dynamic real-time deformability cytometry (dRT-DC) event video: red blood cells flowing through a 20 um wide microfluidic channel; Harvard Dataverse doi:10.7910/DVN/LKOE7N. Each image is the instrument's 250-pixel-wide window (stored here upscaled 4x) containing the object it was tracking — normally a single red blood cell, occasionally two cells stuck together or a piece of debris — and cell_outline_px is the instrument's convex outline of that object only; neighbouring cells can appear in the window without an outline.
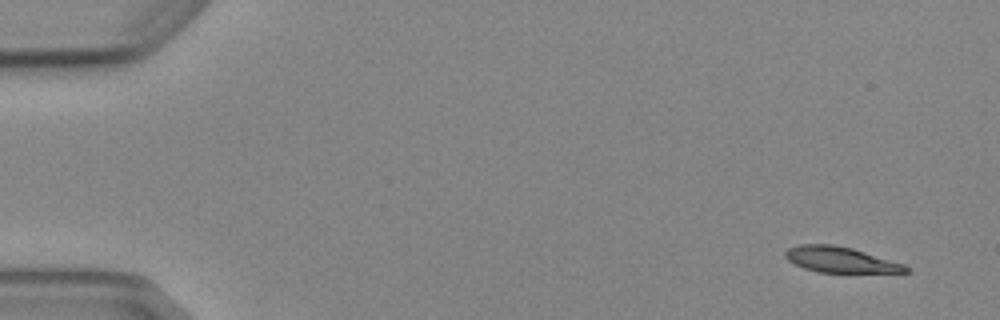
{"species": "Egyptian fruit bat (a non-hibernating species)", "species_latin": "Rousettus aegyptiacus", "temperature_condition": "cold", "stored_images_in_passage": 7, "camera_frame_rate_fps": 3000, "um_per_image_px": 0.085, "animal": {"sex": "female"}, "frame": {"image": 1, "passage_image": 1, "time_ms": 0.0, "image_size_px": [1000, 320], "cell_outline_px": [[908, 272], [820, 272], [804, 268], [788, 260], [784, 256], [784, 252], [788, 248], [800, 244], [832, 244], [852, 248], [904, 264], [908, 268]], "centroid_in_image_um": [71.39, 22.06], "position_along_channel_um": 13.6, "area_um2": 17.74}}
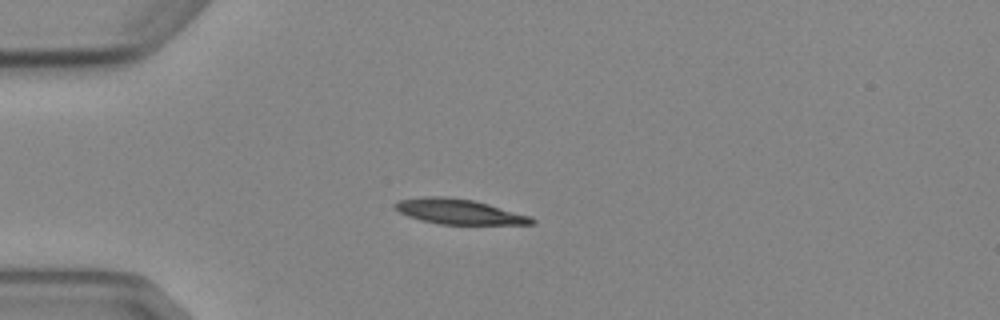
{"frame": {"image": 2, "passage_image": 4, "time_ms": 3.667, "image_size_px": [1000, 320], "cell_outline_px": [[536, 224], [440, 224], [420, 220], [408, 216], [392, 208], [392, 204], [400, 200], [424, 196], [444, 196], [472, 200], [488, 204], [532, 216], [536, 220]], "centroid_in_image_um": [39.0, 17.99], "position_along_channel_um": 46.0, "area_um2": 20.06}}
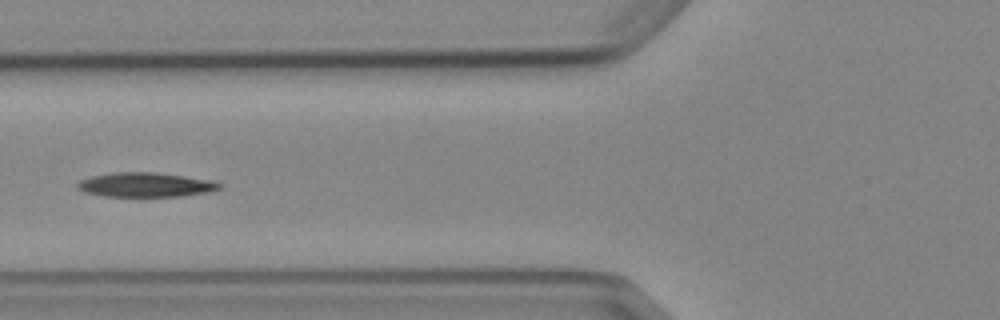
{"frame": {"image": 3, "passage_image": 6, "time_ms": 6.0, "image_size_px": [1000, 320], "cell_outline_px": [[220, 188], [208, 192], [180, 196], [104, 196], [88, 192], [76, 188], [76, 184], [80, 180], [92, 176], [112, 172], [156, 172], [212, 180], [220, 184]], "centroid_in_image_um": [12.35, 15.69], "position_along_channel_um": 113.4, "area_um2": 20.0}}